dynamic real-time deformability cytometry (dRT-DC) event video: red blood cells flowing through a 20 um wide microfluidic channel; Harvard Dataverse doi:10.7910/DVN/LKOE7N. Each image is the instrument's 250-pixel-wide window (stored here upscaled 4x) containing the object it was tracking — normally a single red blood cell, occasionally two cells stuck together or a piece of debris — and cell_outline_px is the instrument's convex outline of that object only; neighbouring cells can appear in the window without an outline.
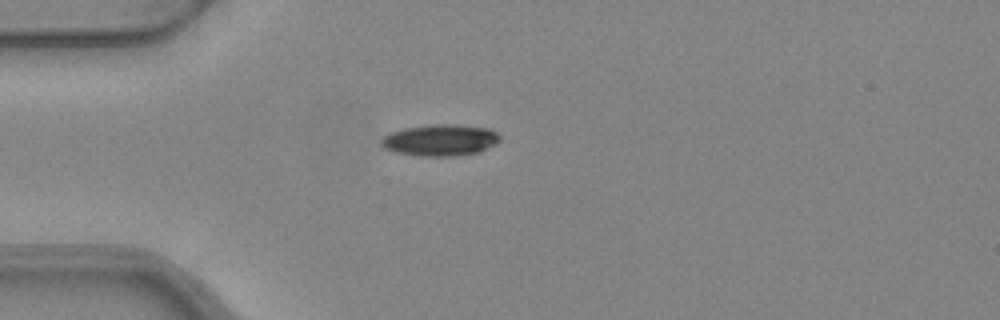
{"species": "common noctule bat (a hibernating species)", "species_latin": "Nyctalus noctula", "temperature_condition": "warm", "stored_images_in_passage": 1, "camera_frame_rate_fps": 3000, "um_per_image_px": 0.085, "animal": {"sex": "female", "body_mass_g": 24.6, "forearm_length_mm": 56.2}, "frame": {"image": 1, "passage_image": 1, "time_ms": 0.0, "image_size_px": [1000, 320], "cell_outline_px": [[500, 140], [496, 144], [480, 152], [456, 156], [420, 156], [396, 152], [384, 148], [380, 144], [380, 140], [384, 136], [392, 132], [404, 128], [436, 124], [448, 124], [492, 128], [500, 136]], "centroid_in_image_um": [37.45, 11.91], "position_along_channel_um": 47.5, "area_um2": 21.85}}